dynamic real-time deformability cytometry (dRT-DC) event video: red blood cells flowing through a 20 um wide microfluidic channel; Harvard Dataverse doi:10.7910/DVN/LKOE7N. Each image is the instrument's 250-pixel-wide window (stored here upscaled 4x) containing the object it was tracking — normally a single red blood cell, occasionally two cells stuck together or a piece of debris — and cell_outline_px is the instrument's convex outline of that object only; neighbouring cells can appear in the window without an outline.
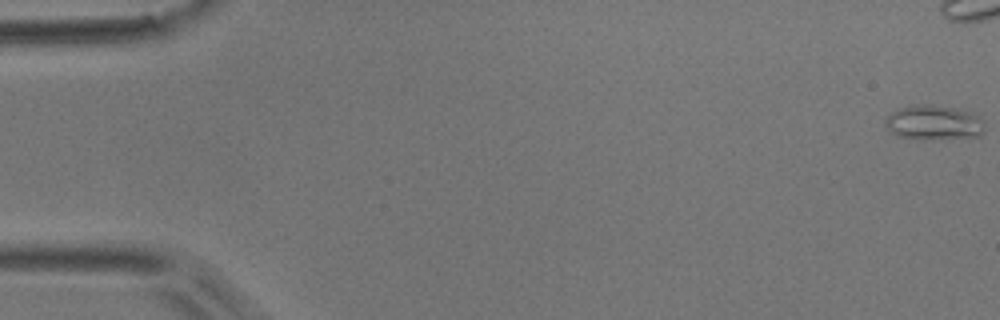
{"species": "common noctule bat (a hibernating species)", "species_latin": "Nyctalus noctula", "temperature_condition": "room temperature", "stored_images_in_passage": 7, "camera_frame_rate_fps": 3000, "um_per_image_px": 0.085, "animal": {"sex": "male", "body_mass_g": 17.9}, "frame": {"image": 1, "passage_image": 1, "time_ms": 0.0, "image_size_px": [1000, 320], "cell_outline_px": [[984, 132], [980, 136], [932, 140], [924, 140], [900, 136], [892, 132], [884, 124], [884, 120], [896, 108], [912, 104], [928, 104], [952, 108], [972, 112], [980, 116], [984, 120]], "centroid_in_image_um": [79.39, 10.42], "position_along_channel_um": 5.6, "area_um2": 20.46}}
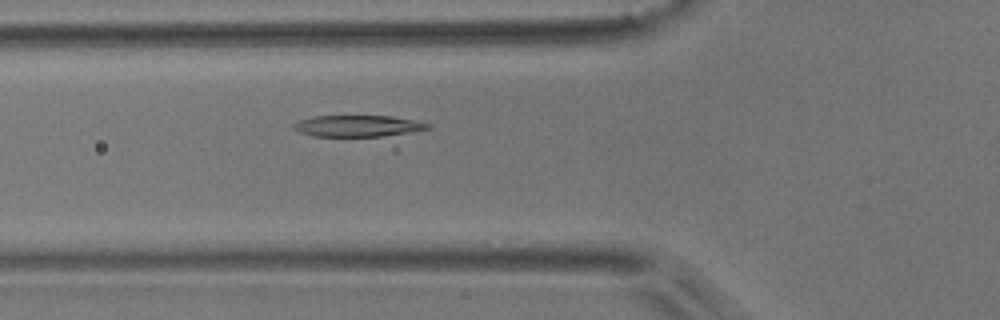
{"frame": {"image": 2, "passage_image": 7, "time_ms": 7.667, "image_size_px": [1000, 320], "cell_outline_px": [[432, 128], [412, 132], [384, 136], [312, 136], [300, 132], [292, 128], [292, 124], [296, 120], [312, 116], [388, 116], [412, 120], [432, 124]], "centroid_in_image_um": [30.38, 10.7], "position_along_channel_um": 95.4, "area_um2": 16.82}}